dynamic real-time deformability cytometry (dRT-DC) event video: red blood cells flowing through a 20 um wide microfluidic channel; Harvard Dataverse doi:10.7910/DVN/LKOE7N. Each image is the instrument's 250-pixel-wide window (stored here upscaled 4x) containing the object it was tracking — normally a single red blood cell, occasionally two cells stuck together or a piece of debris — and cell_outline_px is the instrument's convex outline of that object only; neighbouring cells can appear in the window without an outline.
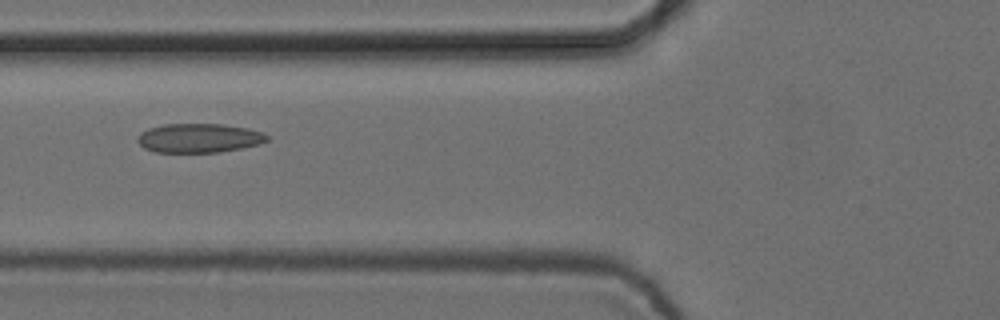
{"species": "common noctule bat (a hibernating species)", "species_latin": "Nyctalus noctula", "temperature_condition": "cold", "stored_images_in_passage": 10, "camera_frame_rate_fps": 3000, "um_per_image_px": 0.085, "animal": {"sex": "female", "body_mass_g": 24.6, "forearm_length_mm": 56.2}, "frame": {"image": 1, "passage_image": 5, "time_ms": 1.333, "image_size_px": [1000, 320], "cell_outline_px": [[268, 140], [260, 144], [240, 148], [216, 152], [152, 152], [144, 148], [136, 140], [140, 132], [148, 128], [164, 124], [224, 124], [248, 128], [264, 132], [268, 136]], "centroid_in_image_um": [16.9, 11.73], "position_along_channel_um": 108.9, "area_um2": 22.08}}
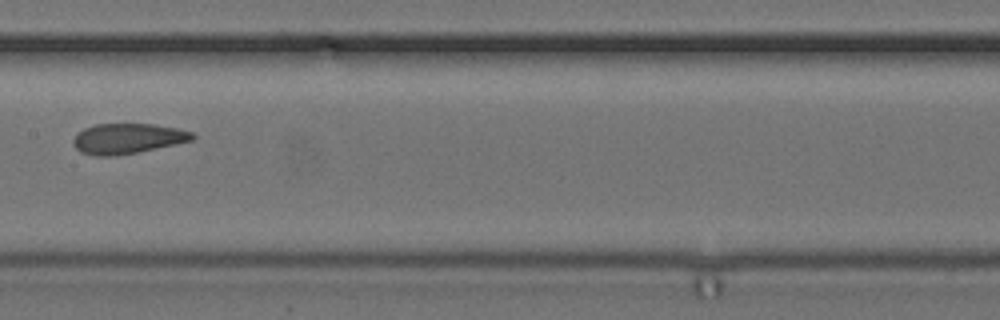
{"frame": {"image": 2, "passage_image": 7, "time_ms": 2.0, "image_size_px": [1000, 320], "cell_outline_px": [[196, 136], [192, 140], [176, 144], [136, 152], [112, 156], [96, 156], [80, 152], [72, 144], [72, 140], [84, 128], [96, 124], [156, 124], [176, 128], [192, 132]], "centroid_in_image_um": [10.84, 11.77], "position_along_channel_um": 196.6, "area_um2": 20.87}}
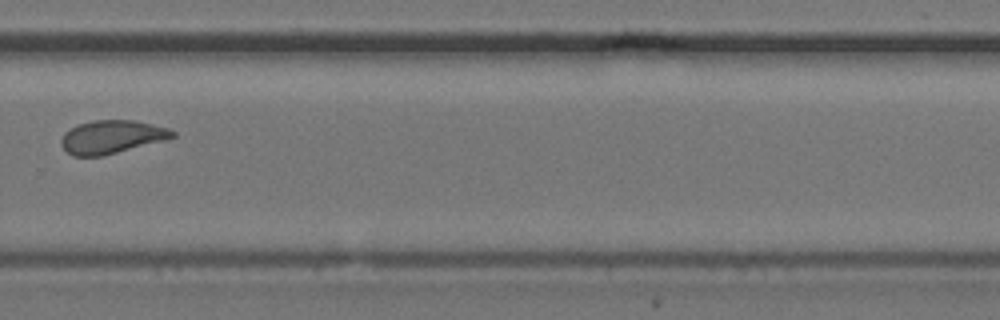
{"frame": {"image": 3, "passage_image": 10, "time_ms": 3.0, "image_size_px": [1000, 320], "cell_outline_px": [[176, 136], [164, 140], [100, 156], [72, 156], [60, 144], [60, 140], [64, 132], [76, 124], [92, 120], [132, 120], [152, 124], [168, 128], [176, 132]], "centroid_in_image_um": [9.45, 11.62], "position_along_channel_um": 320.3, "area_um2": 21.44}}